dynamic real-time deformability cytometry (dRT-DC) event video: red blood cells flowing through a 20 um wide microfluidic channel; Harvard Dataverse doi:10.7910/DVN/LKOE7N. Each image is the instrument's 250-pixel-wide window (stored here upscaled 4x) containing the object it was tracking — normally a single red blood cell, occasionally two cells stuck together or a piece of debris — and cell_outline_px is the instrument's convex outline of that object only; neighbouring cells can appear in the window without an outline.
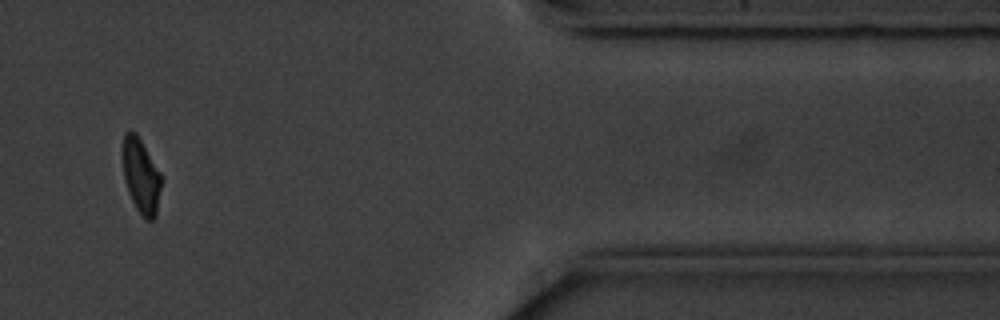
{"species": "common noctule bat (a hibernating species)", "species_latin": "Nyctalus noctula", "temperature_condition": "cold", "stored_images_in_passage": 14, "camera_frame_rate_fps": 3000, "um_per_image_px": 0.085, "animal": {"sex": "male", "body_mass_g": 20.1, "forearm_length_mm": 53.5}, "frame": {"image": 1, "passage_image": 12, "time_ms": 14.667, "image_size_px": [1000, 320], "cell_outline_px": [[160, 188], [156, 216], [152, 220], [144, 220], [136, 208], [128, 192], [124, 180], [120, 156], [120, 148], [124, 132], [136, 132], [160, 172]], "centroid_in_image_um": [11.92, 14.91], "position_along_channel_um": 399.5, "area_um2": 17.17}, "authors_computed_cell_mechanics": {"area_um2": 18.4093, "velocity_mm_per_s": 3.5264, "shape_relaxation_time_tau1_ms": 1.8318, "shape_relaxation_time_tau2_ms": null, "deformation_change_tau1": 0.0714, "deformation_change_tau2": null}}